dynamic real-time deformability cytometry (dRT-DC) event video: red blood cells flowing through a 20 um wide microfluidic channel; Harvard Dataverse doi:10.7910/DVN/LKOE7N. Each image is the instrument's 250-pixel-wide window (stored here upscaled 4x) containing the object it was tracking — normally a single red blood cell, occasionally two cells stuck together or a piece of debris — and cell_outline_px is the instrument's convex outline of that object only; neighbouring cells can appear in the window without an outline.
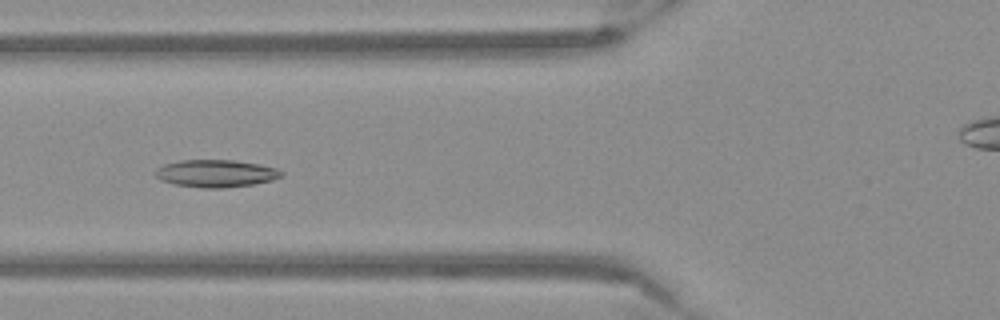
{"species": "Egyptian fruit bat (a non-hibernating species)", "species_latin": "Rousettus aegyptiacus", "temperature_condition": "warm", "stored_images_in_passage": 42, "camera_frame_rate_fps": 3000, "um_per_image_px": 0.085, "frame": {"image": 1, "passage_image": 8, "time_ms": 2.333, "image_size_px": [1000, 320], "cell_outline_px": [[284, 176], [272, 180], [252, 184], [224, 188], [200, 188], [172, 184], [160, 180], [156, 176], [156, 168], [164, 164], [180, 160], [236, 160], [260, 164], [276, 168], [284, 172]], "centroid_in_image_um": [18.36, 14.74], "position_along_channel_um": 107.4, "area_um2": 20.35}}
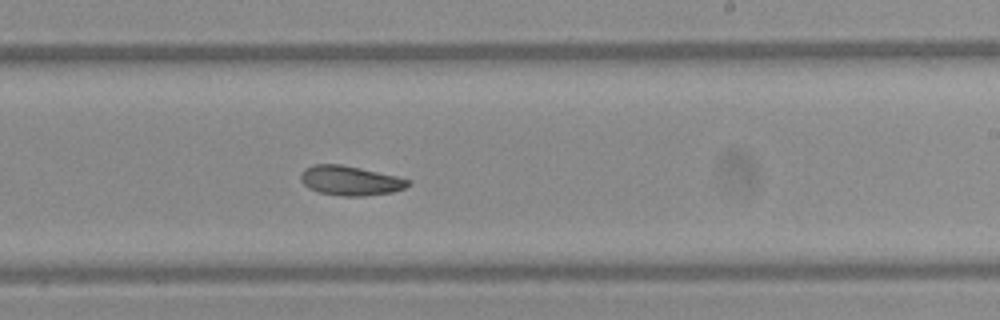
{"frame": {"image": 2, "passage_image": 20, "time_ms": 6.333, "image_size_px": [1000, 320], "cell_outline_px": [[412, 184], [404, 188], [392, 192], [364, 196], [344, 196], [320, 192], [308, 188], [300, 180], [300, 172], [304, 168], [312, 164], [340, 164], [360, 168], [396, 176], [412, 180]], "centroid_in_image_um": [29.76, 15.34], "position_along_channel_um": 259.2, "area_um2": 18.55}}
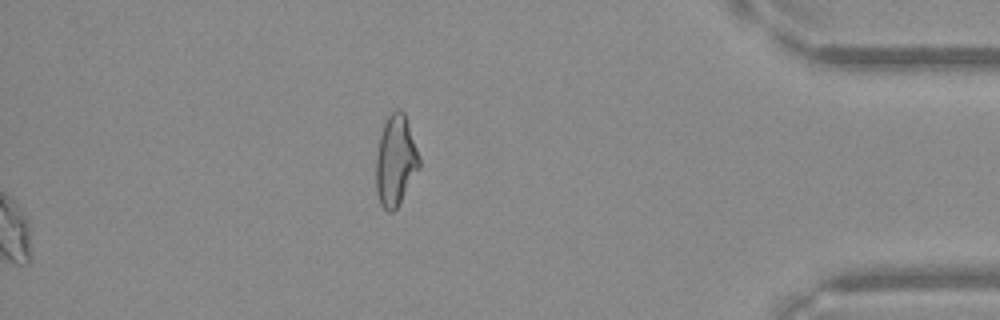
{"frame": {"image": 3, "passage_image": 42, "time_ms": 13.667, "image_size_px": [1000, 320], "cell_outline_px": [[420, 168], [396, 208], [392, 212], [388, 212], [380, 204], [376, 192], [376, 156], [380, 136], [384, 124], [388, 116], [396, 108], [400, 108], [404, 112], [420, 160]], "centroid_in_image_um": [33.61, 13.66], "position_along_channel_um": 401.6, "area_um2": 22.6}}